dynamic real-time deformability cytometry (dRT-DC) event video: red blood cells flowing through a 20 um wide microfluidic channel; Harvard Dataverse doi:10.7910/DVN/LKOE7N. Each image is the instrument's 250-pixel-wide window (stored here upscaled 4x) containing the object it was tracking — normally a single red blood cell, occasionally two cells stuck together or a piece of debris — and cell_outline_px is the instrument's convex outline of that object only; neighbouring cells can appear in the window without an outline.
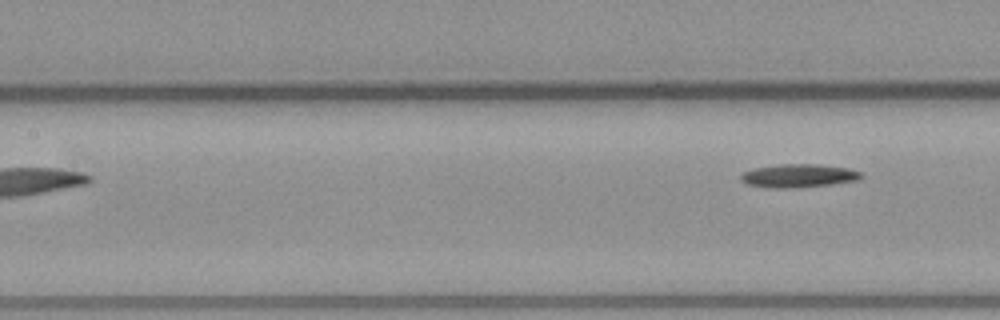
{"species": "common noctule bat (a hibernating species)", "species_latin": "Nyctalus noctula", "temperature_condition": "warm", "stored_images_in_passage": 4, "segment_of_instrument_passage": [2, 2], "camera_frame_rate_fps": 3000, "um_per_image_px": 0.085, "animal": {"sex": "male", "body_mass_g": 23.1, "forearm_length_mm": 52.7}, "frame": {"image": 1, "passage_image": 4, "time_ms": 3.667, "image_size_px": [1000, 320], "cell_outline_px": [[864, 176], [856, 180], [832, 184], [788, 188], [768, 188], [748, 184], [740, 180], [740, 176], [744, 172], [756, 168], [780, 164], [816, 164], [848, 168], [860, 172]], "centroid_in_image_um": [67.87, 14.94], "position_along_channel_um": 139.5, "area_um2": 16.18}}